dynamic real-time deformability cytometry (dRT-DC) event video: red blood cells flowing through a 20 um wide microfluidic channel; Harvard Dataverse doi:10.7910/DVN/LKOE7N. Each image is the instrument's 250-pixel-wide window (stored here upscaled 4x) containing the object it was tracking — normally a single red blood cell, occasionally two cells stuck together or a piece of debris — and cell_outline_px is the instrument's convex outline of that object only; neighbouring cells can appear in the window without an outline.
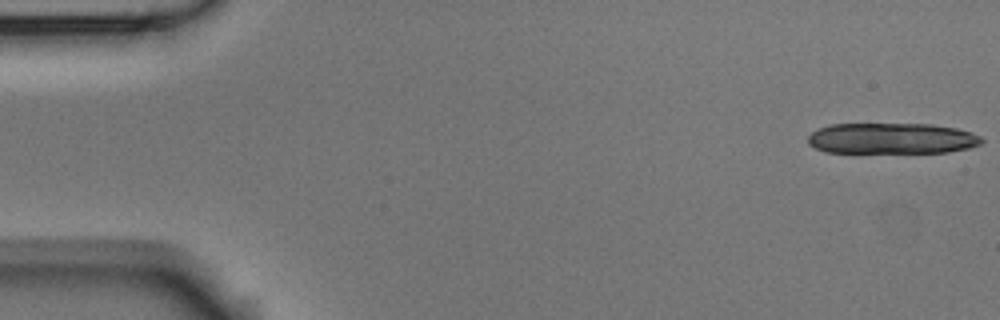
{"species": "Egyptian fruit bat (a non-hibernating species)", "species_latin": "Rousettus aegyptiacus", "temperature_condition": "room temperature", "stored_images_in_passage": 14, "camera_frame_rate_fps": 3000, "um_per_image_px": 0.085, "animal": {"sex": "male"}, "frame": {"image": 1, "passage_image": 1, "time_ms": 0.0, "image_size_px": [1000, 320], "cell_outline_px": [[984, 140], [980, 144], [968, 148], [948, 152], [824, 152], [808, 144], [808, 136], [812, 132], [820, 128], [832, 124], [932, 124], [956, 128], [972, 132], [980, 136]], "centroid_in_image_um": [75.81, 11.76], "position_along_channel_um": 9.2, "area_um2": 31.21}}